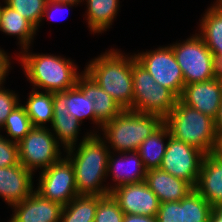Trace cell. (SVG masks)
<instances>
[{
  "mask_svg": "<svg viewBox=\"0 0 222 222\" xmlns=\"http://www.w3.org/2000/svg\"><path fill=\"white\" fill-rule=\"evenodd\" d=\"M96 132L94 130L90 134L87 132L78 147L76 145L64 151L74 168L79 195H110L109 186H102V182L107 179V165L111 150L101 135Z\"/></svg>",
  "mask_w": 222,
  "mask_h": 222,
  "instance_id": "6da1fadb",
  "label": "cell"
},
{
  "mask_svg": "<svg viewBox=\"0 0 222 222\" xmlns=\"http://www.w3.org/2000/svg\"><path fill=\"white\" fill-rule=\"evenodd\" d=\"M84 72L123 109L133 111L132 55L111 48L90 60Z\"/></svg>",
  "mask_w": 222,
  "mask_h": 222,
  "instance_id": "7a4b0ae2",
  "label": "cell"
},
{
  "mask_svg": "<svg viewBox=\"0 0 222 222\" xmlns=\"http://www.w3.org/2000/svg\"><path fill=\"white\" fill-rule=\"evenodd\" d=\"M29 48L19 53L21 66L24 73L32 83L34 90L43 89L44 92H64L76 86L81 73L78 67L70 58L50 55L34 54ZM21 54V55H20Z\"/></svg>",
  "mask_w": 222,
  "mask_h": 222,
  "instance_id": "3957f363",
  "label": "cell"
},
{
  "mask_svg": "<svg viewBox=\"0 0 222 222\" xmlns=\"http://www.w3.org/2000/svg\"><path fill=\"white\" fill-rule=\"evenodd\" d=\"M164 123L157 114L124 109L101 127L103 140L112 152L138 151L142 142ZM110 144V145H109Z\"/></svg>",
  "mask_w": 222,
  "mask_h": 222,
  "instance_id": "277c9868",
  "label": "cell"
},
{
  "mask_svg": "<svg viewBox=\"0 0 222 222\" xmlns=\"http://www.w3.org/2000/svg\"><path fill=\"white\" fill-rule=\"evenodd\" d=\"M170 135L204 154L214 153L218 144L215 121L210 116L184 104L180 99L164 118Z\"/></svg>",
  "mask_w": 222,
  "mask_h": 222,
  "instance_id": "5b68a950",
  "label": "cell"
},
{
  "mask_svg": "<svg viewBox=\"0 0 222 222\" xmlns=\"http://www.w3.org/2000/svg\"><path fill=\"white\" fill-rule=\"evenodd\" d=\"M133 111L157 114L165 118L175 107L178 98L159 85L132 55Z\"/></svg>",
  "mask_w": 222,
  "mask_h": 222,
  "instance_id": "8992f818",
  "label": "cell"
},
{
  "mask_svg": "<svg viewBox=\"0 0 222 222\" xmlns=\"http://www.w3.org/2000/svg\"><path fill=\"white\" fill-rule=\"evenodd\" d=\"M60 147L50 128L33 127L18 143L19 163L33 173L42 171L62 159Z\"/></svg>",
  "mask_w": 222,
  "mask_h": 222,
  "instance_id": "52a82bcc",
  "label": "cell"
},
{
  "mask_svg": "<svg viewBox=\"0 0 222 222\" xmlns=\"http://www.w3.org/2000/svg\"><path fill=\"white\" fill-rule=\"evenodd\" d=\"M170 46L182 70L185 85L213 79V54L199 33Z\"/></svg>",
  "mask_w": 222,
  "mask_h": 222,
  "instance_id": "ba28073f",
  "label": "cell"
},
{
  "mask_svg": "<svg viewBox=\"0 0 222 222\" xmlns=\"http://www.w3.org/2000/svg\"><path fill=\"white\" fill-rule=\"evenodd\" d=\"M134 56L155 82L168 88L179 99L185 86L184 76L170 45L134 53Z\"/></svg>",
  "mask_w": 222,
  "mask_h": 222,
  "instance_id": "9c48e42d",
  "label": "cell"
},
{
  "mask_svg": "<svg viewBox=\"0 0 222 222\" xmlns=\"http://www.w3.org/2000/svg\"><path fill=\"white\" fill-rule=\"evenodd\" d=\"M204 155L199 149L170 136L160 169L185 180L195 188Z\"/></svg>",
  "mask_w": 222,
  "mask_h": 222,
  "instance_id": "30bf717a",
  "label": "cell"
},
{
  "mask_svg": "<svg viewBox=\"0 0 222 222\" xmlns=\"http://www.w3.org/2000/svg\"><path fill=\"white\" fill-rule=\"evenodd\" d=\"M40 172L39 185L35 191L42 197L65 206L79 195L74 168L66 157Z\"/></svg>",
  "mask_w": 222,
  "mask_h": 222,
  "instance_id": "8fae6325",
  "label": "cell"
},
{
  "mask_svg": "<svg viewBox=\"0 0 222 222\" xmlns=\"http://www.w3.org/2000/svg\"><path fill=\"white\" fill-rule=\"evenodd\" d=\"M124 214H139L155 217L160 201L145 181L123 184L110 191Z\"/></svg>",
  "mask_w": 222,
  "mask_h": 222,
  "instance_id": "7c38bea8",
  "label": "cell"
},
{
  "mask_svg": "<svg viewBox=\"0 0 222 222\" xmlns=\"http://www.w3.org/2000/svg\"><path fill=\"white\" fill-rule=\"evenodd\" d=\"M179 99L186 105L215 119L222 102V82L210 79L185 85Z\"/></svg>",
  "mask_w": 222,
  "mask_h": 222,
  "instance_id": "4fadbf2b",
  "label": "cell"
},
{
  "mask_svg": "<svg viewBox=\"0 0 222 222\" xmlns=\"http://www.w3.org/2000/svg\"><path fill=\"white\" fill-rule=\"evenodd\" d=\"M10 222H60L63 206L34 191L23 201L14 204Z\"/></svg>",
  "mask_w": 222,
  "mask_h": 222,
  "instance_id": "5bb4252c",
  "label": "cell"
},
{
  "mask_svg": "<svg viewBox=\"0 0 222 222\" xmlns=\"http://www.w3.org/2000/svg\"><path fill=\"white\" fill-rule=\"evenodd\" d=\"M33 175V172L20 163L11 167H0V196L8 206L23 201L35 191Z\"/></svg>",
  "mask_w": 222,
  "mask_h": 222,
  "instance_id": "9a60e30c",
  "label": "cell"
},
{
  "mask_svg": "<svg viewBox=\"0 0 222 222\" xmlns=\"http://www.w3.org/2000/svg\"><path fill=\"white\" fill-rule=\"evenodd\" d=\"M112 154L115 155L114 152H110L107 165V177H109V175L112 176L113 182L116 183H113L114 186L110 185V191L123 184L145 181L147 170L143 165L138 151L122 152L118 153V156L117 154L115 156Z\"/></svg>",
  "mask_w": 222,
  "mask_h": 222,
  "instance_id": "2e32d148",
  "label": "cell"
},
{
  "mask_svg": "<svg viewBox=\"0 0 222 222\" xmlns=\"http://www.w3.org/2000/svg\"><path fill=\"white\" fill-rule=\"evenodd\" d=\"M195 190L213 208L222 205V158L215 152L204 155Z\"/></svg>",
  "mask_w": 222,
  "mask_h": 222,
  "instance_id": "e0dca14e",
  "label": "cell"
},
{
  "mask_svg": "<svg viewBox=\"0 0 222 222\" xmlns=\"http://www.w3.org/2000/svg\"><path fill=\"white\" fill-rule=\"evenodd\" d=\"M81 122L73 115H70L69 109L65 106V91L53 93V121L51 131L56 136L57 142L67 150L76 146L79 137V127Z\"/></svg>",
  "mask_w": 222,
  "mask_h": 222,
  "instance_id": "ac0fdd59",
  "label": "cell"
},
{
  "mask_svg": "<svg viewBox=\"0 0 222 222\" xmlns=\"http://www.w3.org/2000/svg\"><path fill=\"white\" fill-rule=\"evenodd\" d=\"M145 183L157 195L160 203L180 201L195 189L190 183L160 168L147 170Z\"/></svg>",
  "mask_w": 222,
  "mask_h": 222,
  "instance_id": "d6986e66",
  "label": "cell"
},
{
  "mask_svg": "<svg viewBox=\"0 0 222 222\" xmlns=\"http://www.w3.org/2000/svg\"><path fill=\"white\" fill-rule=\"evenodd\" d=\"M82 72L76 86L65 90V106L68 107L70 115L75 116L81 123L87 117L96 124L94 102L90 98V76Z\"/></svg>",
  "mask_w": 222,
  "mask_h": 222,
  "instance_id": "ffe728a7",
  "label": "cell"
},
{
  "mask_svg": "<svg viewBox=\"0 0 222 222\" xmlns=\"http://www.w3.org/2000/svg\"><path fill=\"white\" fill-rule=\"evenodd\" d=\"M0 31L6 35H15L22 51L32 44L37 28L4 2L0 15Z\"/></svg>",
  "mask_w": 222,
  "mask_h": 222,
  "instance_id": "44dd1931",
  "label": "cell"
},
{
  "mask_svg": "<svg viewBox=\"0 0 222 222\" xmlns=\"http://www.w3.org/2000/svg\"><path fill=\"white\" fill-rule=\"evenodd\" d=\"M87 3L85 16L90 31L94 33H103L118 14L120 0H85Z\"/></svg>",
  "mask_w": 222,
  "mask_h": 222,
  "instance_id": "7402d4cb",
  "label": "cell"
},
{
  "mask_svg": "<svg viewBox=\"0 0 222 222\" xmlns=\"http://www.w3.org/2000/svg\"><path fill=\"white\" fill-rule=\"evenodd\" d=\"M170 136L167 125L163 123L142 142L138 153L146 170L160 168L167 146L165 140Z\"/></svg>",
  "mask_w": 222,
  "mask_h": 222,
  "instance_id": "603a6c76",
  "label": "cell"
},
{
  "mask_svg": "<svg viewBox=\"0 0 222 222\" xmlns=\"http://www.w3.org/2000/svg\"><path fill=\"white\" fill-rule=\"evenodd\" d=\"M203 16L199 35L212 54L222 56V9L209 7Z\"/></svg>",
  "mask_w": 222,
  "mask_h": 222,
  "instance_id": "cb8c5ba5",
  "label": "cell"
},
{
  "mask_svg": "<svg viewBox=\"0 0 222 222\" xmlns=\"http://www.w3.org/2000/svg\"><path fill=\"white\" fill-rule=\"evenodd\" d=\"M24 106L34 127H46L53 121V93L32 90Z\"/></svg>",
  "mask_w": 222,
  "mask_h": 222,
  "instance_id": "d4e9b609",
  "label": "cell"
},
{
  "mask_svg": "<svg viewBox=\"0 0 222 222\" xmlns=\"http://www.w3.org/2000/svg\"><path fill=\"white\" fill-rule=\"evenodd\" d=\"M98 195H78L63 206L60 222H94Z\"/></svg>",
  "mask_w": 222,
  "mask_h": 222,
  "instance_id": "484cf974",
  "label": "cell"
},
{
  "mask_svg": "<svg viewBox=\"0 0 222 222\" xmlns=\"http://www.w3.org/2000/svg\"><path fill=\"white\" fill-rule=\"evenodd\" d=\"M90 98L94 102V113L96 116V125L101 129L102 125L111 121L124 109L112 98L106 91H104L91 77H90Z\"/></svg>",
  "mask_w": 222,
  "mask_h": 222,
  "instance_id": "4316f807",
  "label": "cell"
},
{
  "mask_svg": "<svg viewBox=\"0 0 222 222\" xmlns=\"http://www.w3.org/2000/svg\"><path fill=\"white\" fill-rule=\"evenodd\" d=\"M213 209L194 189L181 200V222H208Z\"/></svg>",
  "mask_w": 222,
  "mask_h": 222,
  "instance_id": "83f0119b",
  "label": "cell"
},
{
  "mask_svg": "<svg viewBox=\"0 0 222 222\" xmlns=\"http://www.w3.org/2000/svg\"><path fill=\"white\" fill-rule=\"evenodd\" d=\"M33 124L27 115L24 106L20 103L7 117L1 129L6 131L9 140L19 143L33 128ZM11 138V139H10Z\"/></svg>",
  "mask_w": 222,
  "mask_h": 222,
  "instance_id": "f1b7e54d",
  "label": "cell"
},
{
  "mask_svg": "<svg viewBox=\"0 0 222 222\" xmlns=\"http://www.w3.org/2000/svg\"><path fill=\"white\" fill-rule=\"evenodd\" d=\"M30 21L38 30L48 0H3V2Z\"/></svg>",
  "mask_w": 222,
  "mask_h": 222,
  "instance_id": "f546056e",
  "label": "cell"
},
{
  "mask_svg": "<svg viewBox=\"0 0 222 222\" xmlns=\"http://www.w3.org/2000/svg\"><path fill=\"white\" fill-rule=\"evenodd\" d=\"M124 215V212L111 195H98L94 222H123Z\"/></svg>",
  "mask_w": 222,
  "mask_h": 222,
  "instance_id": "4dcf8cb0",
  "label": "cell"
},
{
  "mask_svg": "<svg viewBox=\"0 0 222 222\" xmlns=\"http://www.w3.org/2000/svg\"><path fill=\"white\" fill-rule=\"evenodd\" d=\"M18 164V143L12 142L0 134V167H11Z\"/></svg>",
  "mask_w": 222,
  "mask_h": 222,
  "instance_id": "1f68e13d",
  "label": "cell"
},
{
  "mask_svg": "<svg viewBox=\"0 0 222 222\" xmlns=\"http://www.w3.org/2000/svg\"><path fill=\"white\" fill-rule=\"evenodd\" d=\"M3 87V84L0 85V130L10 113L20 104L19 102H21L19 95L16 94L15 91L12 92Z\"/></svg>",
  "mask_w": 222,
  "mask_h": 222,
  "instance_id": "d6a6232c",
  "label": "cell"
},
{
  "mask_svg": "<svg viewBox=\"0 0 222 222\" xmlns=\"http://www.w3.org/2000/svg\"><path fill=\"white\" fill-rule=\"evenodd\" d=\"M156 218L158 222H181V200L160 203Z\"/></svg>",
  "mask_w": 222,
  "mask_h": 222,
  "instance_id": "836d02e7",
  "label": "cell"
},
{
  "mask_svg": "<svg viewBox=\"0 0 222 222\" xmlns=\"http://www.w3.org/2000/svg\"><path fill=\"white\" fill-rule=\"evenodd\" d=\"M74 5H77V4L74 3V2H56V1L48 0V2L46 4V7H45V10H44V13H43V19L42 20H44L45 16L49 20L54 19V17H53L54 13L53 12L58 11V10L62 11V9H65V8L68 9V7L72 8V6H74Z\"/></svg>",
  "mask_w": 222,
  "mask_h": 222,
  "instance_id": "e575fe53",
  "label": "cell"
},
{
  "mask_svg": "<svg viewBox=\"0 0 222 222\" xmlns=\"http://www.w3.org/2000/svg\"><path fill=\"white\" fill-rule=\"evenodd\" d=\"M10 65V57L4 50L0 49V85L5 83V79L8 76L11 67Z\"/></svg>",
  "mask_w": 222,
  "mask_h": 222,
  "instance_id": "d590c367",
  "label": "cell"
},
{
  "mask_svg": "<svg viewBox=\"0 0 222 222\" xmlns=\"http://www.w3.org/2000/svg\"><path fill=\"white\" fill-rule=\"evenodd\" d=\"M212 72H213V79H216L222 82V56L213 54Z\"/></svg>",
  "mask_w": 222,
  "mask_h": 222,
  "instance_id": "8d00e7d4",
  "label": "cell"
},
{
  "mask_svg": "<svg viewBox=\"0 0 222 222\" xmlns=\"http://www.w3.org/2000/svg\"><path fill=\"white\" fill-rule=\"evenodd\" d=\"M123 222H158L156 216H144L139 214H125Z\"/></svg>",
  "mask_w": 222,
  "mask_h": 222,
  "instance_id": "74e56055",
  "label": "cell"
},
{
  "mask_svg": "<svg viewBox=\"0 0 222 222\" xmlns=\"http://www.w3.org/2000/svg\"><path fill=\"white\" fill-rule=\"evenodd\" d=\"M214 121H215L216 134H217L218 139H220L222 138V102L220 104L218 114L216 118L214 119Z\"/></svg>",
  "mask_w": 222,
  "mask_h": 222,
  "instance_id": "f35d334b",
  "label": "cell"
},
{
  "mask_svg": "<svg viewBox=\"0 0 222 222\" xmlns=\"http://www.w3.org/2000/svg\"><path fill=\"white\" fill-rule=\"evenodd\" d=\"M208 222H222V205L214 207Z\"/></svg>",
  "mask_w": 222,
  "mask_h": 222,
  "instance_id": "ab89813d",
  "label": "cell"
},
{
  "mask_svg": "<svg viewBox=\"0 0 222 222\" xmlns=\"http://www.w3.org/2000/svg\"><path fill=\"white\" fill-rule=\"evenodd\" d=\"M215 153L222 158V138L218 139V144Z\"/></svg>",
  "mask_w": 222,
  "mask_h": 222,
  "instance_id": "60d3db41",
  "label": "cell"
},
{
  "mask_svg": "<svg viewBox=\"0 0 222 222\" xmlns=\"http://www.w3.org/2000/svg\"><path fill=\"white\" fill-rule=\"evenodd\" d=\"M51 1H56V2H74L76 4L84 2V0H51Z\"/></svg>",
  "mask_w": 222,
  "mask_h": 222,
  "instance_id": "b9f144b4",
  "label": "cell"
},
{
  "mask_svg": "<svg viewBox=\"0 0 222 222\" xmlns=\"http://www.w3.org/2000/svg\"><path fill=\"white\" fill-rule=\"evenodd\" d=\"M211 7L222 9V0H216Z\"/></svg>",
  "mask_w": 222,
  "mask_h": 222,
  "instance_id": "7bdbcfd3",
  "label": "cell"
},
{
  "mask_svg": "<svg viewBox=\"0 0 222 222\" xmlns=\"http://www.w3.org/2000/svg\"><path fill=\"white\" fill-rule=\"evenodd\" d=\"M2 8H3V5L1 6V3H0V15H1Z\"/></svg>",
  "mask_w": 222,
  "mask_h": 222,
  "instance_id": "ee69618b",
  "label": "cell"
}]
</instances>
